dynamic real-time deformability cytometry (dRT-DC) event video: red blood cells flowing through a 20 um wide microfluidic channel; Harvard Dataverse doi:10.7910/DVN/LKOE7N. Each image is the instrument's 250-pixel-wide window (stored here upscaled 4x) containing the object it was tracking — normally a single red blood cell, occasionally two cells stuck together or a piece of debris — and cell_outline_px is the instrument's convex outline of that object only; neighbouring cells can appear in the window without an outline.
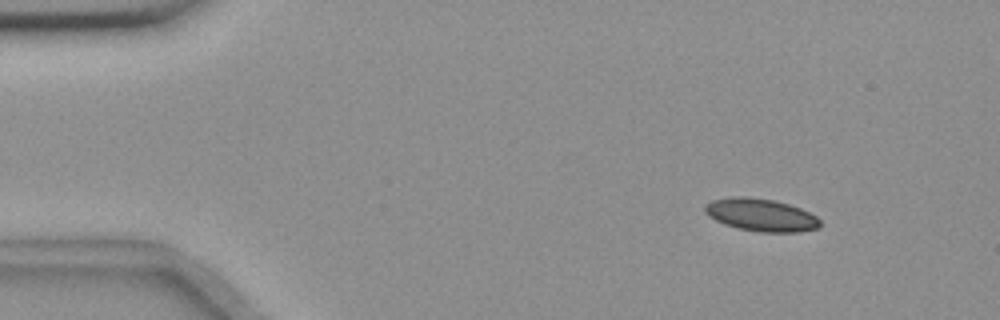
{"species": "common noctule bat (a hibernating species)", "species_latin": "Nyctalus noctula", "temperature_condition": "room temperature", "stored_images_in_passage": 55, "camera_frame_rate_fps": 3000, "um_per_image_px": 0.085, "animal": {"sex": "female", "body_mass_g": 18.4}, "frame": {"image": 1, "passage_image": 6, "time_ms": 1.667, "image_size_px": [1000, 320], "cell_outline_px": [[820, 228], [800, 232], [760, 232], [736, 228], [724, 224], [708, 216], [704, 212], [704, 204], [712, 200], [732, 196], [744, 196], [772, 200], [788, 204], [800, 208], [816, 216], [820, 220]], "centroid_in_image_um": [64.66, 18.27], "position_along_channel_um": 20.3, "area_um2": 22.02}}
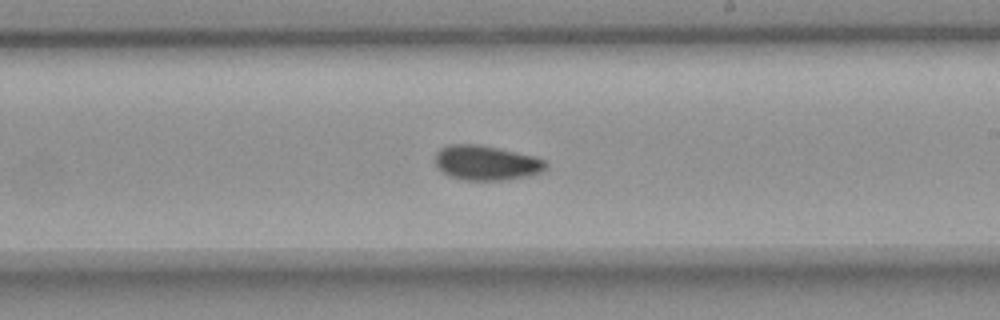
{"frame": {"image": 2, "passage_image": 32, "time_ms": 10.333, "image_size_px": [1000, 320], "cell_outline_px": [[548, 168], [544, 172], [528, 176], [508, 180], [460, 180], [448, 176], [436, 168], [436, 152], [440, 148], [448, 144], [476, 144], [536, 156], [544, 160], [548, 164]], "centroid_in_image_um": [41.34, 13.86], "position_along_channel_um": 247.7, "area_um2": 22.77}}
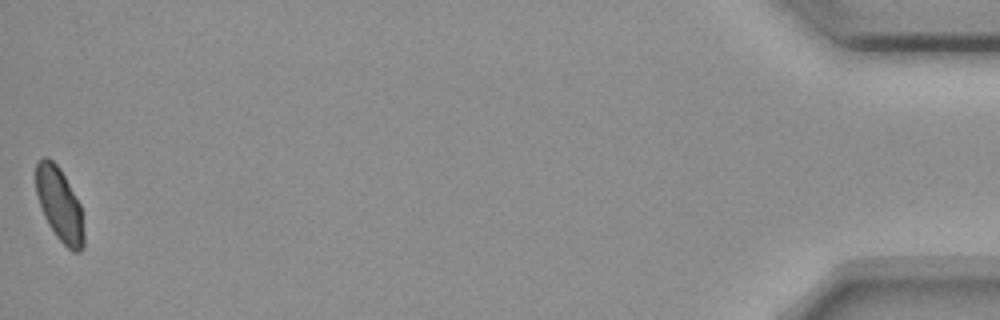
{"frame": {"image": 3, "passage_image": 55, "time_ms": 18.0, "image_size_px": [1000, 320], "cell_outline_px": [[84, 248], [80, 252], [72, 252], [56, 236], [48, 224], [44, 216], [36, 192], [36, 160], [44, 156], [48, 156], [60, 168], [80, 204], [84, 232]], "centroid_in_image_um": [5.06, 17.38], "position_along_channel_um": 430.1, "area_um2": 20.58}, "authors_computed_cell_mechanics": {"area_um2": 21.964, "velocity_mm_per_s": 3.6398, "shape_relaxation_time_tau1_ms": null, "shape_relaxation_time_tau2_ms": 5.3607, "deformation_change_tau1": null, "deformation_change_tau2": 0.0746}}